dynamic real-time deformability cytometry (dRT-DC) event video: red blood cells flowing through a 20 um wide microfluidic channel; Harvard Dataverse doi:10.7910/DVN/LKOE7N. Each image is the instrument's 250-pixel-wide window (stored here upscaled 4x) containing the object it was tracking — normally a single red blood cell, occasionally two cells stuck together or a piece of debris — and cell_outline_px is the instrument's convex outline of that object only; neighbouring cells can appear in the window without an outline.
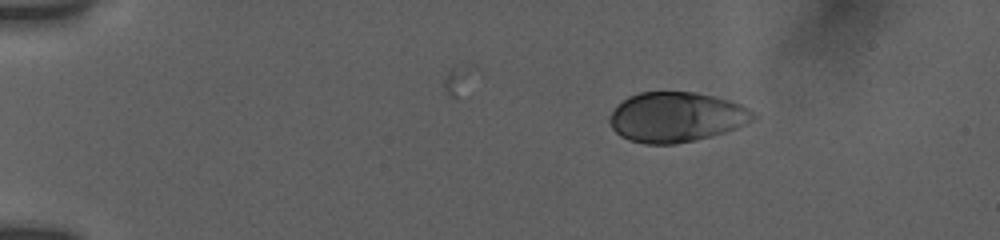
{"species": "human", "species_latin": "Homo sapiens", "temperature_condition": "room temperature", "stored_images_in_passage": 17, "camera_frame_rate_fps": 3000, "um_per_image_px": 0.085, "donor": {"sex": "female"}, "frame": {"image": 1, "passage_image": 1, "time_ms": 0.0, "image_size_px": [1000, 240], "cell_outline_px": [[760, 116], [756, 120], [736, 128], [712, 136], [696, 140], [676, 144], [644, 144], [628, 140], [620, 136], [612, 128], [608, 120], [608, 116], [628, 96], [640, 92], [696, 92], [732, 100], [756, 112]], "centroid_in_image_um": [57.53, 9.96], "position_along_channel_um": 27.5, "area_um2": 42.25}}
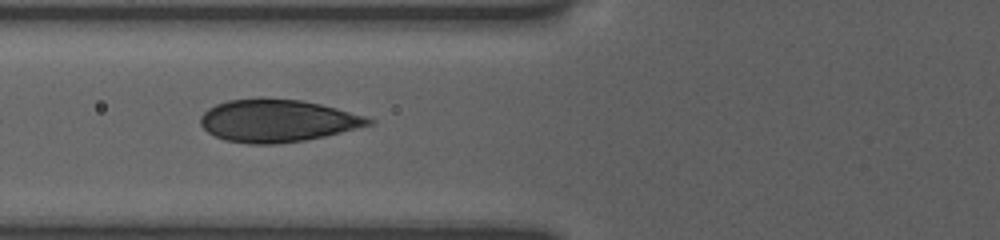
{"frame": {"image": 2, "passage_image": 15, "time_ms": 4.333, "image_size_px": [1000, 240], "cell_outline_px": [[376, 120], [372, 124], [324, 136], [304, 140], [276, 144], [248, 144], [224, 140], [208, 132], [200, 124], [200, 116], [208, 108], [216, 104], [228, 100], [256, 96], [260, 96], [300, 100], [320, 104], [368, 116]], "centroid_in_image_um": [23.55, 10.23], "position_along_channel_um": 102.3, "area_um2": 42.08}}
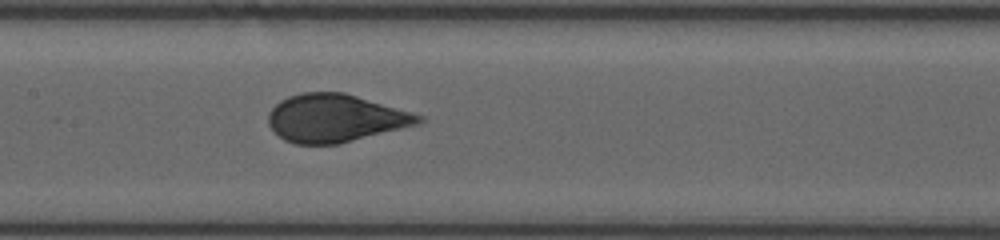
{"frame": {"image": 3, "passage_image": 17, "time_ms": 6.333, "image_size_px": [1000, 240], "cell_outline_px": [[424, 120], [420, 124], [340, 144], [296, 144], [284, 140], [268, 124], [268, 112], [280, 100], [288, 96], [300, 92], [344, 92], [412, 112], [424, 116]], "centroid_in_image_um": [28.51, 10.04], "position_along_channel_um": 178.9, "area_um2": 42.08}}